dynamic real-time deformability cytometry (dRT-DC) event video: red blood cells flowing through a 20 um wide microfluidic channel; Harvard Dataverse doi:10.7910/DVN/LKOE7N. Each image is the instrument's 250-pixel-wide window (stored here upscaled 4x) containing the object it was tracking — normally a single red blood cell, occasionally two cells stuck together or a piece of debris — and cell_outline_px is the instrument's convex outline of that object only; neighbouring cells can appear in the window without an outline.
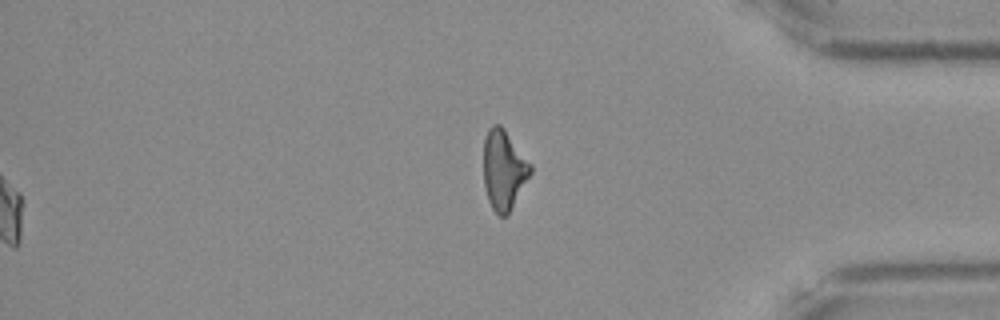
{"species": "Egyptian fruit bat (a non-hibernating species)", "species_latin": "Rousettus aegyptiacus", "temperature_condition": "warm", "stored_images_in_passage": 53, "segment_of_instrument_passage": [2, 2], "camera_frame_rate_fps": 3000, "um_per_image_px": 0.085, "frame": {"image": 1, "passage_image": 53, "time_ms": 17.333, "image_size_px": [1000, 320], "cell_outline_px": [[532, 172], [508, 216], [500, 216], [492, 208], [488, 200], [484, 188], [484, 136], [488, 128], [492, 124], [500, 124], [504, 128], [532, 164]], "centroid_in_image_um": [42.82, 14.43], "position_along_channel_um": 392.4, "area_um2": 22.08}}